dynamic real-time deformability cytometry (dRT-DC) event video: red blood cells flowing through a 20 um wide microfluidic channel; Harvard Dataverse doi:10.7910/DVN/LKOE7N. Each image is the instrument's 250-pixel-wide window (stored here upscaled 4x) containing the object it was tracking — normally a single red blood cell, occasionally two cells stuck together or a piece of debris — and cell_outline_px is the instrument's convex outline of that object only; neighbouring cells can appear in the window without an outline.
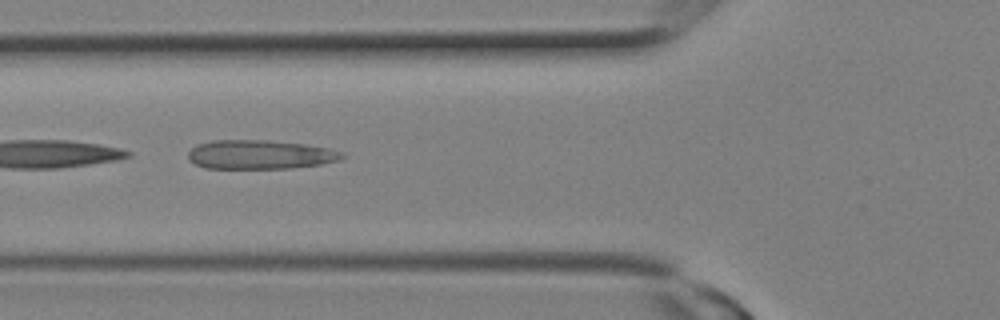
{"species": "Egyptian fruit bat (a non-hibernating species)", "species_latin": "Rousettus aegyptiacus", "temperature_condition": "room temperature", "stored_images_in_passage": 12, "camera_frame_rate_fps": 3000, "um_per_image_px": 0.085, "animal": {"sex": "female"}, "frame": {"image": 1, "passage_image": 8, "time_ms": 2.333, "image_size_px": [1000, 320], "cell_outline_px": [[348, 156], [340, 160], [320, 164], [292, 168], [204, 168], [188, 160], [188, 152], [196, 144], [212, 140], [268, 140], [304, 144], [328, 148], [340, 152]], "centroid_in_image_um": [22.08, 13.13], "position_along_channel_um": 103.7, "area_um2": 26.13}}
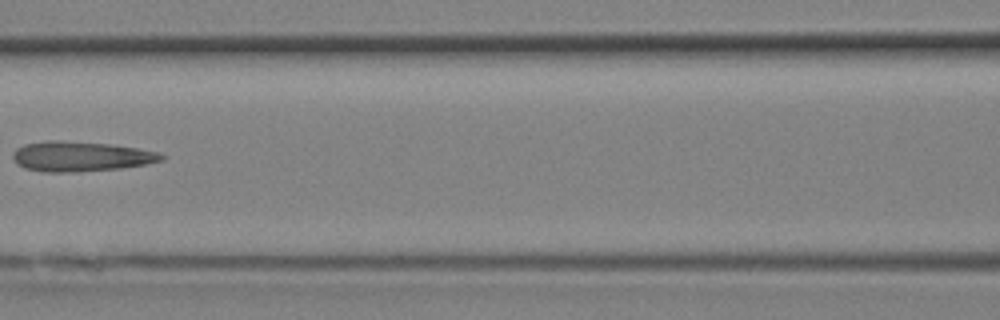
{"frame": {"image": 2, "passage_image": 10, "time_ms": 3.0, "image_size_px": [1000, 320], "cell_outline_px": [[164, 156], [160, 160], [144, 164], [120, 168], [76, 172], [44, 172], [24, 168], [16, 164], [12, 156], [12, 152], [16, 148], [24, 144], [44, 140], [60, 140], [108, 144], [136, 148], [156, 152]], "centroid_in_image_um": [6.74, 13.29], "position_along_channel_um": 159.9, "area_um2": 25.84}}